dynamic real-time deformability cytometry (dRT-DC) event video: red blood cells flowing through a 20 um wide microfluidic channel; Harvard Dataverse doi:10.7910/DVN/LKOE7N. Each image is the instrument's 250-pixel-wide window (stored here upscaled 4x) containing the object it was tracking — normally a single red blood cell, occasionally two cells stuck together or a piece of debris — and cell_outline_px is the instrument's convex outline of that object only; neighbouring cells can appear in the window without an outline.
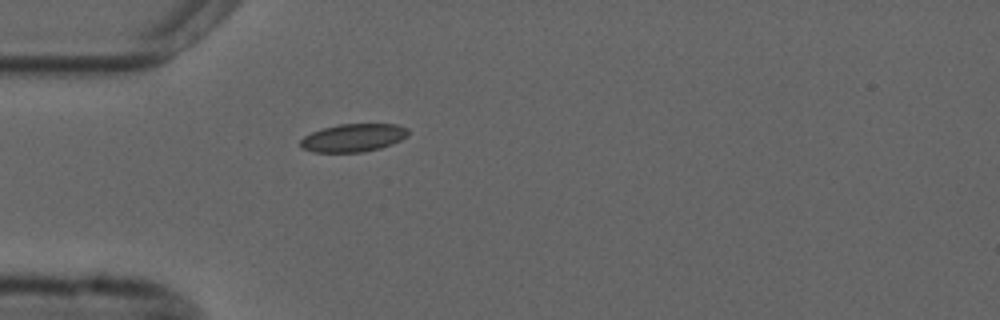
{"species": "common noctule bat (a hibernating species)", "species_latin": "Nyctalus noctula", "temperature_condition": "cold", "stored_images_in_passage": 30, "camera_frame_rate_fps": 3000, "um_per_image_px": 0.085, "animal": {"sex": "male", "forearm_length_mm": 52.5}, "frame": {"image": 1, "passage_image": 1, "time_ms": 0.0, "image_size_px": [1000, 320], "cell_outline_px": [[408, 136], [392, 144], [380, 148], [364, 152], [312, 152], [304, 148], [300, 144], [300, 140], [304, 136], [312, 132], [324, 128], [340, 124], [396, 124], [408, 128]], "centroid_in_image_um": [30.05, 11.71], "position_along_channel_um": 55.0, "area_um2": 17.51}}
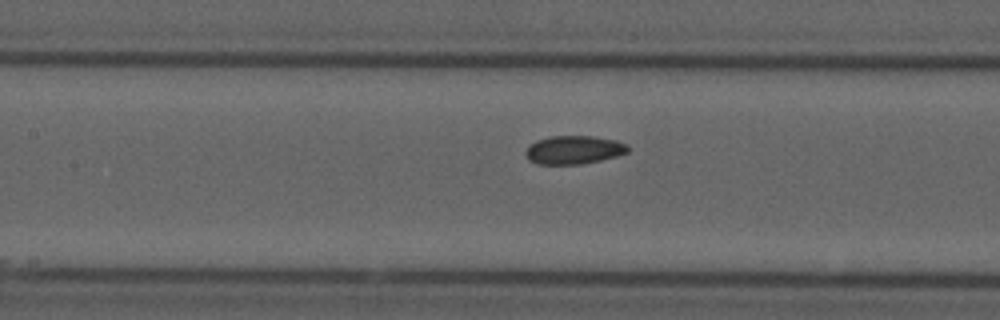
{"frame": {"image": 2, "passage_image": 10, "time_ms": 3.0, "image_size_px": [1000, 320], "cell_outline_px": [[628, 152], [616, 156], [600, 160], [580, 164], [536, 164], [528, 160], [524, 152], [536, 140], [552, 136], [592, 136], [616, 140], [628, 144]], "centroid_in_image_um": [48.77, 12.74], "position_along_channel_um": 158.6, "area_um2": 16.88}}
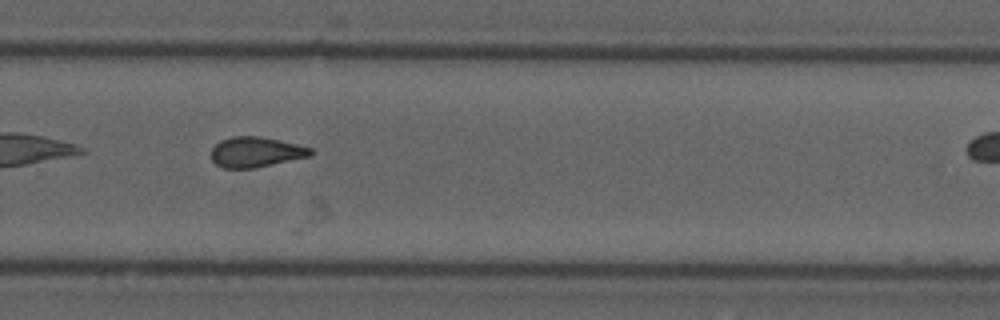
{"frame": {"image": 3, "passage_image": 17, "time_ms": 5.333, "image_size_px": [1000, 320], "cell_outline_px": [[312, 156], [252, 168], [224, 168], [216, 164], [212, 160], [212, 148], [220, 140], [232, 136], [260, 136], [296, 144], [312, 148]], "centroid_in_image_um": [21.74, 12.92], "position_along_channel_um": 308.1, "area_um2": 17.4}}